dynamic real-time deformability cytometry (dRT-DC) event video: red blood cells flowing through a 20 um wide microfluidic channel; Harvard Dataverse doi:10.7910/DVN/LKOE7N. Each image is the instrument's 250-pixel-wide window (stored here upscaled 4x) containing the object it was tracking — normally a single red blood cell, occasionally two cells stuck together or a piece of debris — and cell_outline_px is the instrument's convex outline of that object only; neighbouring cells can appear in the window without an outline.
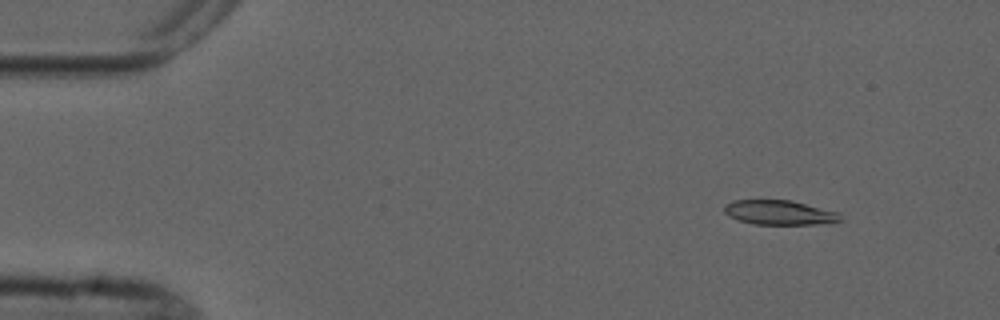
{"species": "common noctule bat (a hibernating species)", "species_latin": "Nyctalus noctula", "temperature_condition": "cold", "stored_images_in_passage": 4, "camera_frame_rate_fps": 3000, "um_per_image_px": 0.085, "animal": {"sex": "male", "forearm_length_mm": 52.5}, "frame": {"image": 1, "passage_image": 2, "time_ms": 1.333, "image_size_px": [1000, 320], "cell_outline_px": [[840, 220], [828, 224], [752, 224], [728, 216], [724, 212], [724, 204], [732, 200], [792, 200], [836, 212], [840, 216]], "centroid_in_image_um": [66.2, 18.06], "position_along_channel_um": 18.8, "area_um2": 16.53}}
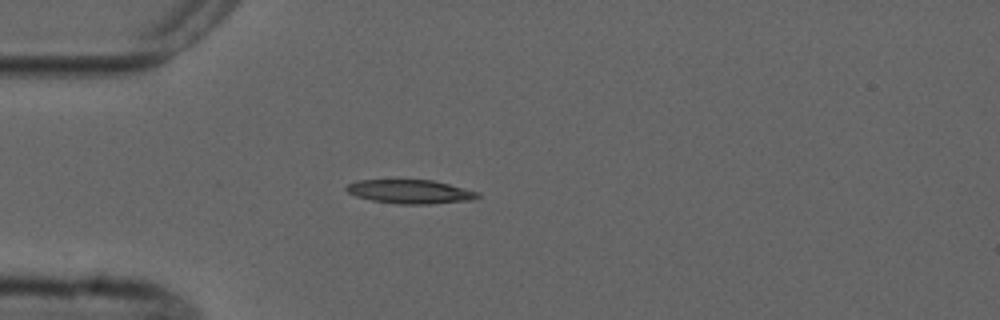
{"frame": {"image": 2, "passage_image": 4, "time_ms": 4.333, "image_size_px": [1000, 320], "cell_outline_px": [[480, 196], [472, 200], [428, 204], [400, 204], [372, 200], [356, 196], [348, 192], [344, 188], [348, 184], [360, 180], [432, 180], [480, 192]], "centroid_in_image_um": [34.88, 16.29], "position_along_channel_um": 50.1, "area_um2": 18.09}}